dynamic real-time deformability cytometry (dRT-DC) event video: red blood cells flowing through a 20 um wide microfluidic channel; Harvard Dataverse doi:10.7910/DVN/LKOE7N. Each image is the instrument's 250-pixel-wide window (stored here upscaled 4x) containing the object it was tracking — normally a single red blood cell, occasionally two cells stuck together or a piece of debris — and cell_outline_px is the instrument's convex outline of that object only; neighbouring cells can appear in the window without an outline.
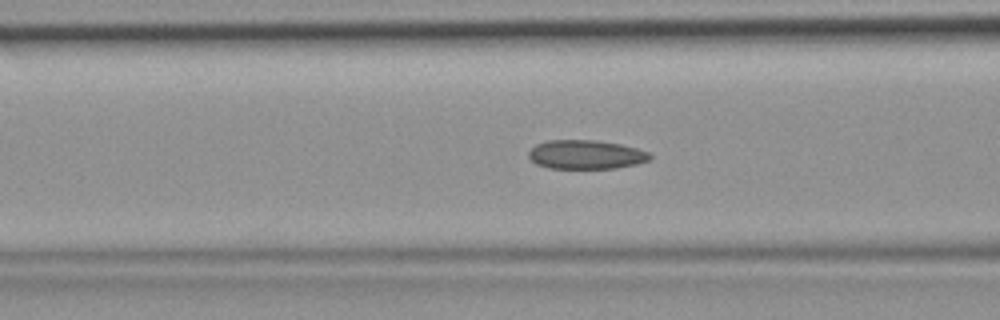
{"species": "common noctule bat (a hibernating species)", "species_latin": "Nyctalus noctula", "temperature_condition": "room temperature", "stored_images_in_passage": 37, "camera_frame_rate_fps": 3000, "um_per_image_px": 0.085, "animal": {"sex": "female", "body_mass_g": 19.9}, "frame": {"image": 1, "passage_image": 10, "time_ms": 3.0, "image_size_px": [1000, 320], "cell_outline_px": [[652, 160], [636, 164], [616, 168], [548, 168], [536, 164], [528, 156], [528, 152], [536, 144], [548, 140], [596, 140], [620, 144], [636, 148], [648, 152], [652, 156]], "centroid_in_image_um": [49.81, 13.14], "position_along_channel_um": 116.8, "area_um2": 20.52}}
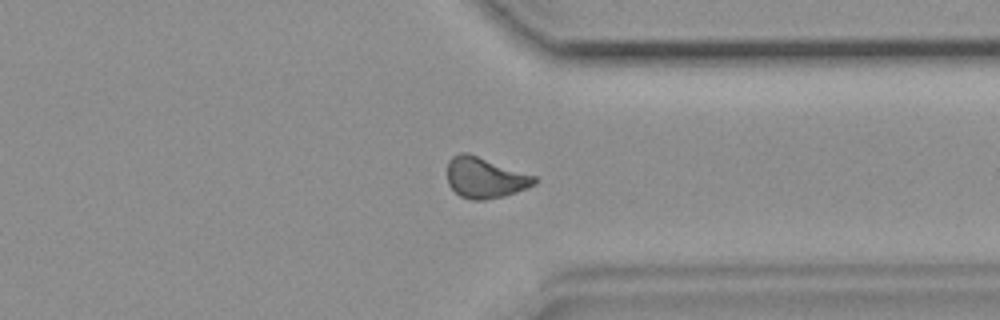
{"frame": {"image": 2, "passage_image": 27, "time_ms": 8.667, "image_size_px": [1000, 320], "cell_outline_px": [[536, 184], [528, 188], [504, 196], [484, 200], [468, 200], [460, 196], [448, 184], [448, 160], [452, 156], [460, 152], [468, 152], [536, 176]], "centroid_in_image_um": [41.22, 15.1], "position_along_channel_um": 370.2, "area_um2": 20.87}}
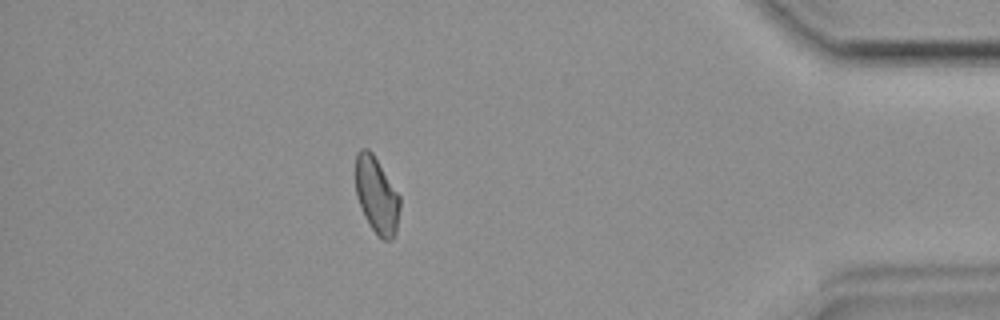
{"frame": {"image": 3, "passage_image": 32, "time_ms": 10.333, "image_size_px": [1000, 320], "cell_outline_px": [[400, 208], [396, 232], [392, 240], [384, 240], [372, 228], [364, 216], [356, 196], [356, 156], [360, 148], [368, 148], [372, 152], [400, 196]], "centroid_in_image_um": [32.02, 16.59], "position_along_channel_um": 403.2, "area_um2": 19.59}}